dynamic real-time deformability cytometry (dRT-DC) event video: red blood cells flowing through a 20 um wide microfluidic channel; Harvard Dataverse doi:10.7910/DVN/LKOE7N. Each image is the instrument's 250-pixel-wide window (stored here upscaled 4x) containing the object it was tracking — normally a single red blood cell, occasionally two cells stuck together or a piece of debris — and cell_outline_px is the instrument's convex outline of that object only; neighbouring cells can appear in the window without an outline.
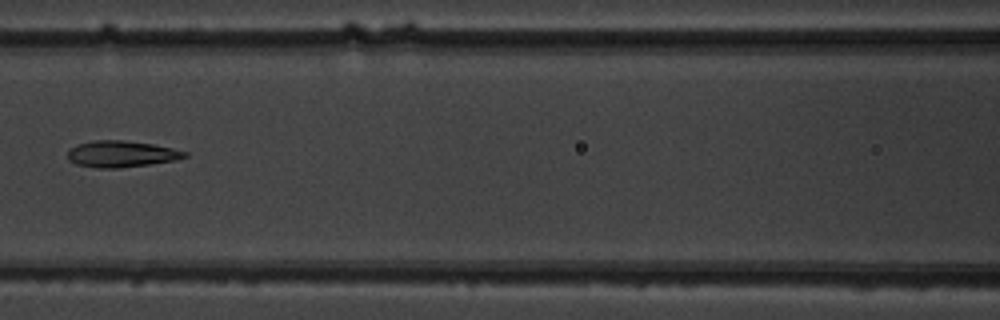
{"species": "common noctule bat (a hibernating species)", "species_latin": "Nyctalus noctula", "temperature_condition": "warm", "stored_images_in_passage": 8, "camera_frame_rate_fps": 3000, "um_per_image_px": 0.085, "animal": {"sex": "male", "body_mass_g": 19.5, "forearm_length_mm": 54.6}, "frame": {"image": 1, "passage_image": 4, "time_ms": 3.667, "image_size_px": [1000, 320], "cell_outline_px": [[188, 156], [176, 160], [148, 164], [116, 168], [96, 168], [76, 164], [68, 160], [68, 148], [76, 144], [92, 140], [124, 140], [152, 144], [172, 148], [188, 152]], "centroid_in_image_um": [10.28, 13.08], "position_along_channel_um": 156.3, "area_um2": 18.09}}
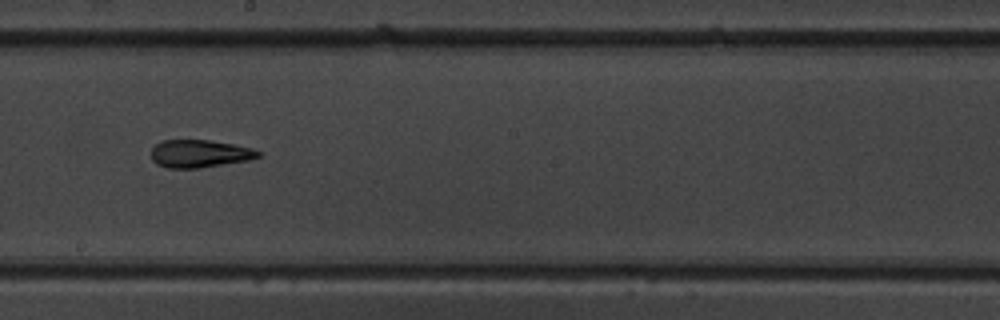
{"frame": {"image": 2, "passage_image": 6, "time_ms": 5.667, "image_size_px": [1000, 320], "cell_outline_px": [[264, 152], [260, 156], [248, 160], [200, 168], [168, 168], [156, 164], [152, 160], [152, 148], [160, 140], [208, 140], [232, 144], [252, 148]], "centroid_in_image_um": [16.97, 13.06], "position_along_channel_um": 231.2, "area_um2": 17.34}}
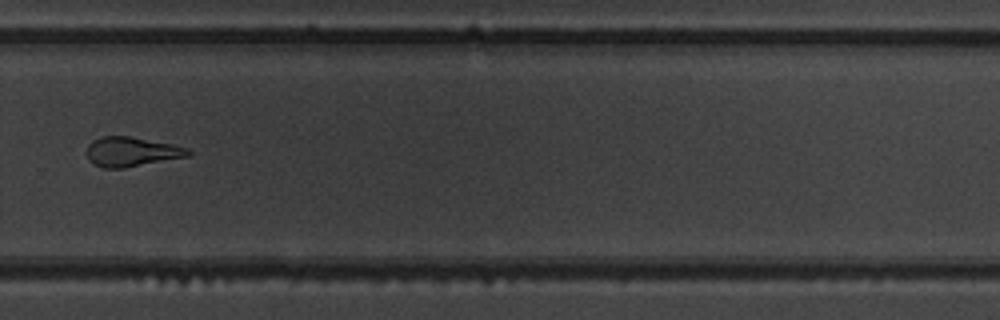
{"frame": {"image": 3, "passage_image": 8, "time_ms": 8.0, "image_size_px": [1000, 320], "cell_outline_px": [[192, 152], [188, 156], [124, 168], [104, 168], [92, 164], [88, 160], [84, 152], [88, 144], [92, 140], [100, 136], [128, 136], [188, 148]], "centroid_in_image_um": [11.08, 12.91], "position_along_channel_um": 318.7, "area_um2": 17.46}}